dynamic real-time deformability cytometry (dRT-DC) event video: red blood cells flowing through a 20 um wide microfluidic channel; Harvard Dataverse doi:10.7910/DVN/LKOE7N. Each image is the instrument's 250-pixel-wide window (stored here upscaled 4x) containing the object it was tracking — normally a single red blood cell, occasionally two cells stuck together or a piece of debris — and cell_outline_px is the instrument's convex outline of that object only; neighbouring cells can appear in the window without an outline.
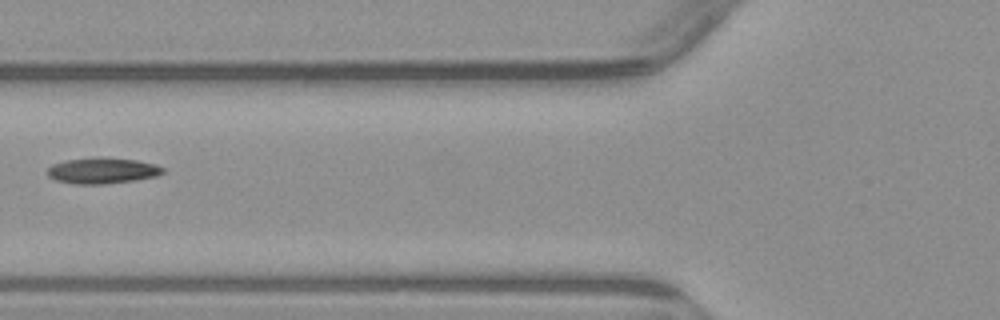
{"species": "common noctule bat (a hibernating species)", "species_latin": "Nyctalus noctula", "temperature_condition": "warm", "stored_images_in_passage": 6, "camera_frame_rate_fps": 3000, "um_per_image_px": 0.085, "animal": {"sex": "male", "body_mass_g": 23.1, "forearm_length_mm": 52.7}, "frame": {"image": 1, "passage_image": 6, "time_ms": 6.667, "image_size_px": [1000, 320], "cell_outline_px": [[164, 172], [156, 176], [136, 180], [104, 184], [72, 184], [56, 180], [48, 176], [48, 168], [52, 164], [68, 160], [136, 160], [156, 164], [164, 168]], "centroid_in_image_um": [8.72, 14.56], "position_along_channel_um": 117.1, "area_um2": 16.59}}